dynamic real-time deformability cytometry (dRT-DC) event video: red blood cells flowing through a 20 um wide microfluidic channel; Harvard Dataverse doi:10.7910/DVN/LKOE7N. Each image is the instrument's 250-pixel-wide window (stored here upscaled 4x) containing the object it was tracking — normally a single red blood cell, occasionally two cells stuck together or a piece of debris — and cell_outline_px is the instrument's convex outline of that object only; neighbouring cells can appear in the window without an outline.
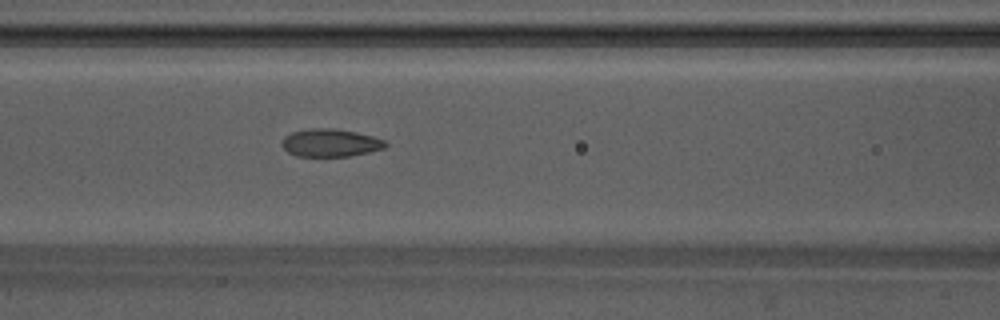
{"species": "Egyptian fruit bat (a non-hibernating species)", "species_latin": "Rousettus aegyptiacus", "temperature_condition": "warm", "stored_images_in_passage": 53, "camera_frame_rate_fps": 3000, "um_per_image_px": 0.085, "animal": {"sex": "male"}, "frame": {"image": 1, "passage_image": 21, "time_ms": 6.667, "image_size_px": [1000, 320], "cell_outline_px": [[388, 144], [384, 148], [368, 152], [348, 156], [296, 156], [288, 152], [280, 144], [284, 136], [292, 132], [308, 128], [336, 128], [356, 132], [372, 136], [384, 140]], "centroid_in_image_um": [28.05, 12.13], "position_along_channel_um": 138.5, "area_um2": 16.82}}
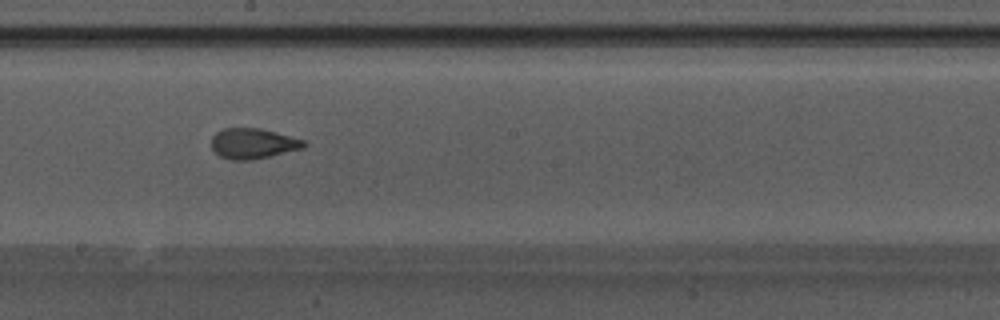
{"frame": {"image": 2, "passage_image": 28, "time_ms": 9.0, "image_size_px": [1000, 320], "cell_outline_px": [[308, 144], [304, 148], [252, 160], [232, 160], [220, 156], [212, 148], [212, 136], [216, 132], [224, 128], [260, 128], [276, 132], [304, 140]], "centroid_in_image_um": [21.52, 12.19], "position_along_channel_um": 226.7, "area_um2": 16.36}}
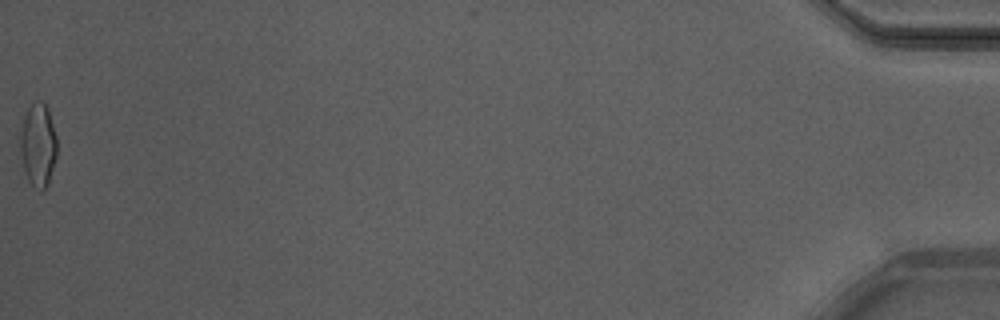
{"frame": {"image": 3, "passage_image": 53, "time_ms": 17.333, "image_size_px": [1000, 320], "cell_outline_px": [[56, 156], [48, 184], [40, 192], [28, 180], [24, 168], [20, 152], [20, 136], [24, 112], [36, 100], [40, 100], [48, 108], [56, 136]], "centroid_in_image_um": [3.23, 12.3], "position_along_channel_um": 432.0, "area_um2": 17.74}, "authors_computed_cell_mechanics": {"area_um2": 16.7042, "velocity_mm_per_s": 3.7865, "shape_relaxation_time_tau1_ms": 4.6883, "shape_relaxation_time_tau2_ms": 1.3029, "deformation_change_tau1": 0.1762, "deformation_change_tau2": 0.0772}}